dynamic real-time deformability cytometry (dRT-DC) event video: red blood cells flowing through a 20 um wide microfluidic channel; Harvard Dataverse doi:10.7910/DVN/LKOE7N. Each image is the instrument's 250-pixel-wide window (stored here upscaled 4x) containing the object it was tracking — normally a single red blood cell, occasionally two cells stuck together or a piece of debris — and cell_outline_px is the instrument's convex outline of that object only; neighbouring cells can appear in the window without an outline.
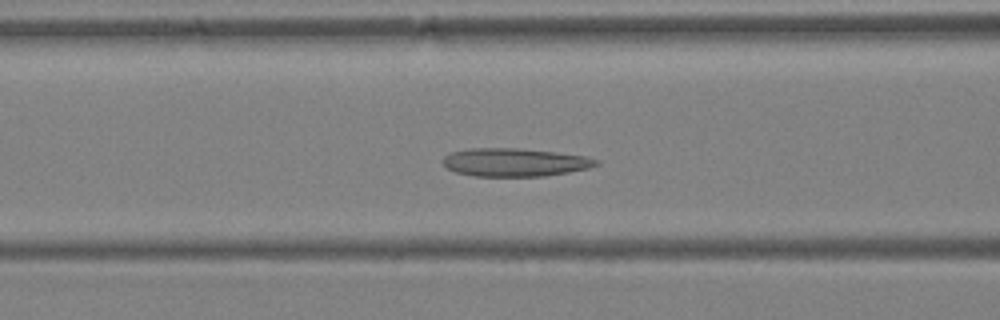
{"species": "Egyptian fruit bat (a non-hibernating species)", "species_latin": "Rousettus aegyptiacus", "temperature_condition": "warm", "stored_images_in_passage": 41, "camera_frame_rate_fps": 3000, "um_per_image_px": 0.085, "animal": {"sex": "female"}, "frame": {"image": 1, "passage_image": 17, "time_ms": 5.333, "image_size_px": [1000, 320], "cell_outline_px": [[600, 164], [588, 168], [568, 172], [544, 176], [472, 176], [456, 172], [448, 168], [444, 164], [444, 156], [452, 152], [472, 148], [516, 148], [552, 152], [584, 156], [600, 160]], "centroid_in_image_um": [43.76, 13.8], "position_along_channel_um": 122.8, "area_um2": 24.91}}
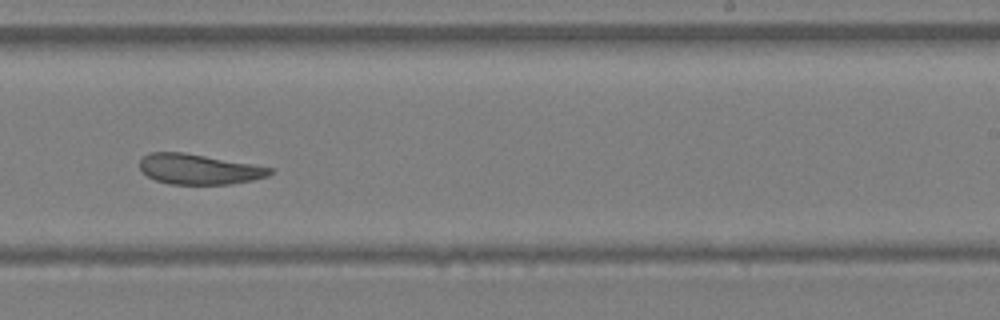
{"frame": {"image": 2, "passage_image": 26, "time_ms": 8.333, "image_size_px": [1000, 320], "cell_outline_px": [[272, 172], [268, 176], [252, 180], [228, 184], [172, 184], [156, 180], [148, 176], [140, 168], [140, 160], [148, 152], [184, 152], [252, 164], [272, 168]], "centroid_in_image_um": [16.89, 14.37], "position_along_channel_um": 272.1, "area_um2": 22.72}}
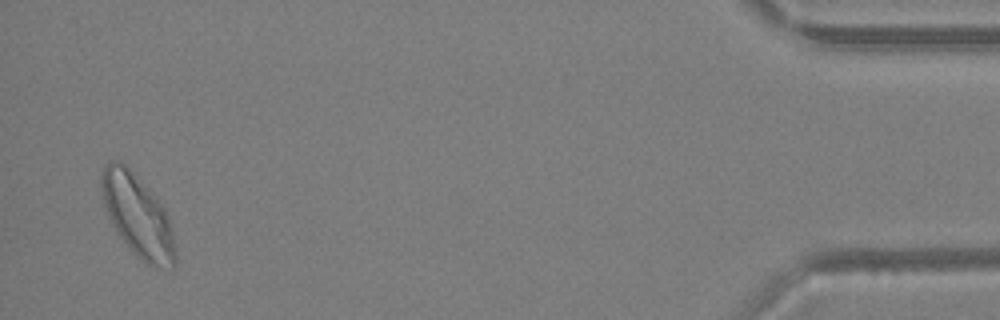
{"frame": {"image": 3, "passage_image": 40, "time_ms": 13.0, "image_size_px": [1000, 320], "cell_outline_px": [[176, 268], [156, 268], [140, 260], [132, 252], [120, 236], [112, 224], [108, 216], [104, 204], [100, 188], [100, 176], [104, 168], [112, 160], [120, 160], [152, 192], [164, 208], [168, 216], [176, 248]], "centroid_in_image_um": [11.71, 18.38], "position_along_channel_um": 423.5, "area_um2": 35.32}, "authors_computed_cell_mechanics": {"area_um2": 27.2238, "velocity_mm_per_s": 4.9896, "shape_relaxation_time_tau1_ms": null, "shape_relaxation_time_tau2_ms": 3.0046, "deformation_change_tau1": null, "deformation_change_tau2": 0.0923}}